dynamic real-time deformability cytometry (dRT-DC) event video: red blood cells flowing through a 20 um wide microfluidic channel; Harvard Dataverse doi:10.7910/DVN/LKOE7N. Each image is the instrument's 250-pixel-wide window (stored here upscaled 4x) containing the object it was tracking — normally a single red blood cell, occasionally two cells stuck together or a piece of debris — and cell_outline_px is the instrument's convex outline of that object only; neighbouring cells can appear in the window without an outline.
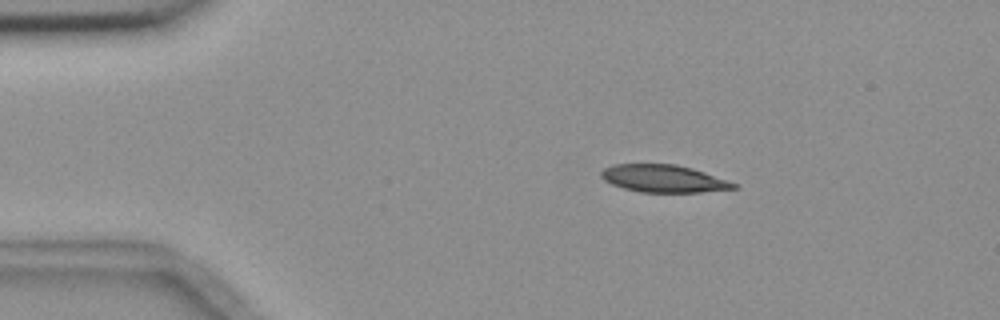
{"species": "common noctule bat (a hibernating species)", "species_latin": "Nyctalus noctula", "temperature_condition": "room temperature", "stored_images_in_passage": 4, "camera_frame_rate_fps": 3000, "um_per_image_px": 0.085, "animal": {"sex": "female", "body_mass_g": 18.4}, "frame": {"image": 1, "passage_image": 1, "time_ms": 0.0, "image_size_px": [1000, 320], "cell_outline_px": [[740, 188], [700, 192], [640, 192], [624, 188], [612, 184], [604, 180], [600, 176], [600, 172], [604, 168], [612, 164], [676, 164], [692, 168], [740, 184]], "centroid_in_image_um": [56.43, 15.18], "position_along_channel_um": 28.6, "area_um2": 21.33}}
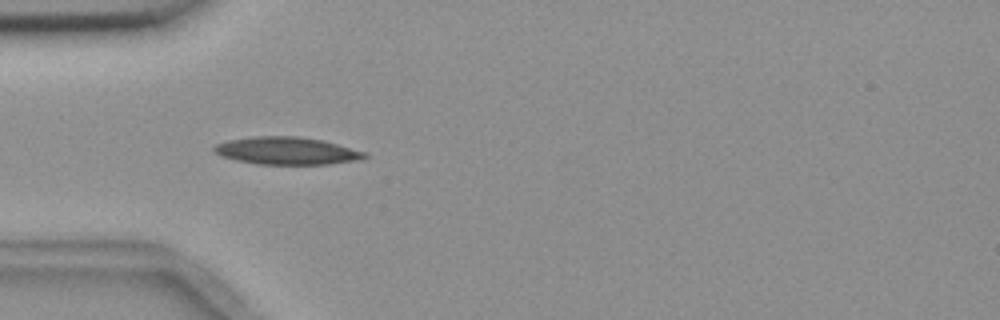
{"frame": {"image": 2, "passage_image": 3, "time_ms": 2.333, "image_size_px": [1000, 320], "cell_outline_px": [[368, 156], [360, 160], [328, 164], [260, 164], [236, 160], [224, 156], [216, 152], [212, 148], [216, 144], [228, 140], [252, 136], [300, 136], [324, 140], [368, 152]], "centroid_in_image_um": [24.44, 12.81], "position_along_channel_um": 60.6, "area_um2": 24.22}}